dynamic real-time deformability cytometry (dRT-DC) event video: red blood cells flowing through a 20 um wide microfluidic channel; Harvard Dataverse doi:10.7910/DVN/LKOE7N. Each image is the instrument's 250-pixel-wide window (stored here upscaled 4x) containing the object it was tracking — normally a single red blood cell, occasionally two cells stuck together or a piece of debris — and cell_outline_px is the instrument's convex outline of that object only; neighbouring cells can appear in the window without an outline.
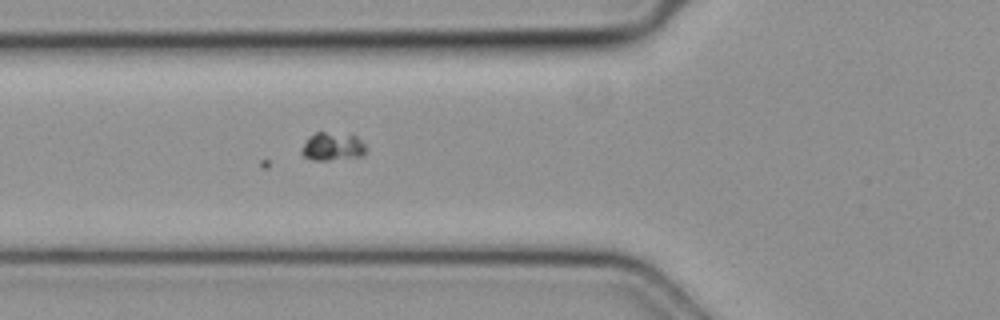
{"species": "common noctule bat (a hibernating species)", "species_latin": "Nyctalus noctula", "temperature_condition": "cold", "stored_images_in_passage": 43, "segment_of_instrument_passage": [1, 2], "camera_frame_rate_fps": 3000, "um_per_image_px": 0.085, "animal": {"sex": "female", "body_mass_g": 19.3, "forearm_length_mm": 54.1}, "frame": {"image": 1, "passage_image": 10, "time_ms": 3.0, "image_size_px": [1000, 320], "cell_outline_px": [[364, 156], [328, 160], [312, 160], [304, 156], [300, 152], [308, 136], [316, 132], [324, 132], [356, 136], [364, 144]], "centroid_in_image_um": [28.23, 12.47], "position_along_channel_um": 97.6, "area_um2": 10.4}}